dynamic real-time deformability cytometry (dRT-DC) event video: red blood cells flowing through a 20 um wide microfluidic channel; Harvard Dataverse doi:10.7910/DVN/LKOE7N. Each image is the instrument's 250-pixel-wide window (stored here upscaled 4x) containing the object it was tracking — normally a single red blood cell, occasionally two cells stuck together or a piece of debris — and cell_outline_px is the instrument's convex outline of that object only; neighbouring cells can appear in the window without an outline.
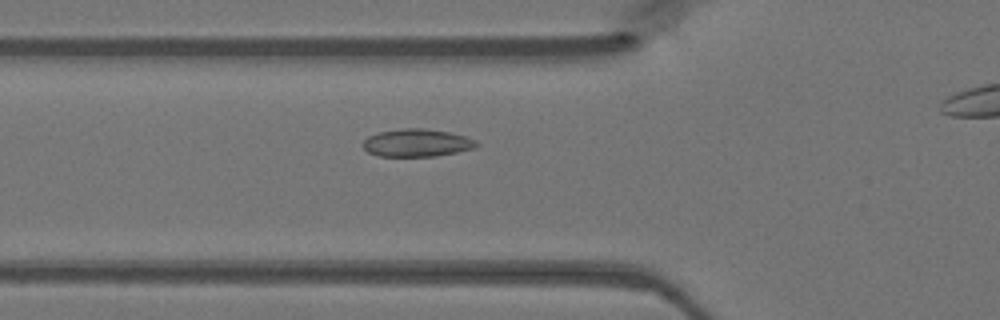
{"species": "Egyptian fruit bat (a non-hibernating species)", "species_latin": "Rousettus aegyptiacus", "temperature_condition": "warm", "stored_images_in_passage": 40, "camera_frame_rate_fps": 3000, "um_per_image_px": 0.085, "animal": {"sex": "female"}, "frame": {"image": 1, "passage_image": 15, "time_ms": 4.667, "image_size_px": [1000, 320], "cell_outline_px": [[480, 144], [476, 148], [436, 156], [380, 156], [368, 152], [360, 144], [368, 136], [380, 132], [404, 128], [424, 128], [448, 132], [464, 136], [476, 140]], "centroid_in_image_um": [35.44, 12.14], "position_along_channel_um": 90.4, "area_um2": 18.32}}
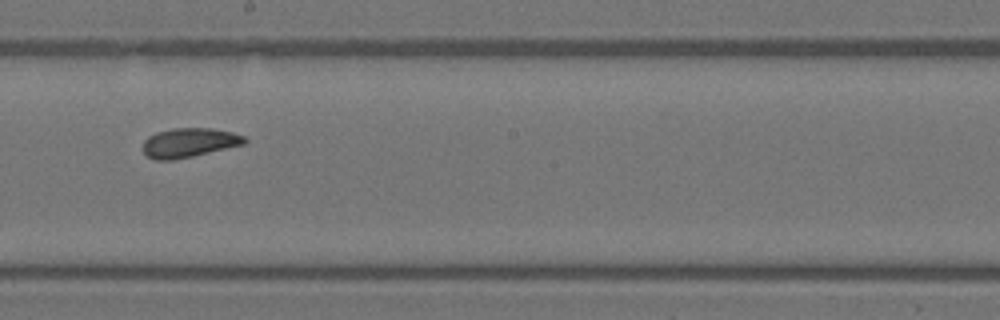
{"frame": {"image": 2, "passage_image": 25, "time_ms": 8.0, "image_size_px": [1000, 320], "cell_outline_px": [[248, 140], [244, 144], [192, 156], [172, 160], [156, 160], [148, 156], [144, 152], [144, 140], [148, 136], [156, 132], [172, 128], [212, 128], [232, 132], [244, 136]], "centroid_in_image_um": [16.08, 12.11], "position_along_channel_um": 232.1, "area_um2": 17.22}}
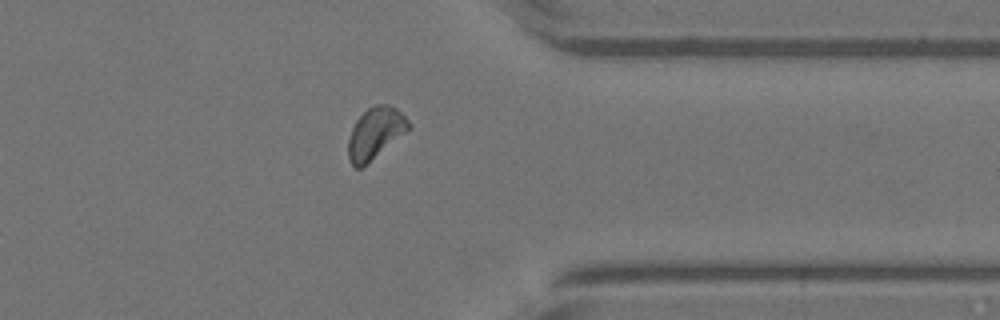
{"frame": {"image": 3, "passage_image": 36, "time_ms": 11.667, "image_size_px": [1000, 320], "cell_outline_px": [[412, 128], [360, 168], [356, 168], [352, 164], [348, 156], [348, 140], [352, 128], [356, 120], [368, 108], [376, 104], [388, 104], [396, 108], [412, 124]], "centroid_in_image_um": [31.92, 11.29], "position_along_channel_um": 379.5, "area_um2": 17.86}}